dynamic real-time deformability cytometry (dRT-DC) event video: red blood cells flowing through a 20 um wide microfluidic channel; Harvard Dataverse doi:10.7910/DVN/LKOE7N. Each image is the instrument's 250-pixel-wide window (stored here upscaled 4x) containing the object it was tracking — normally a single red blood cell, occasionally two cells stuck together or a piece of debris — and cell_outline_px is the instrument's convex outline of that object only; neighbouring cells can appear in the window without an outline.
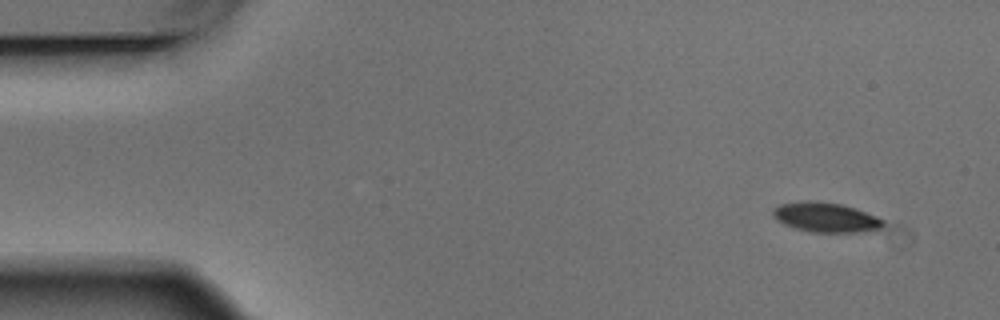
{"species": "Egyptian fruit bat (a non-hibernating species)", "species_latin": "Rousettus aegyptiacus", "temperature_condition": "warm", "stored_images_in_passage": 3, "camera_frame_rate_fps": 3000, "um_per_image_px": 0.085, "animal": {"sex": "male"}, "frame": {"image": 1, "passage_image": 1, "time_ms": 0.0, "image_size_px": [1000, 320], "cell_outline_px": [[884, 224], [880, 228], [856, 232], [812, 232], [796, 228], [784, 224], [776, 220], [772, 216], [772, 208], [780, 204], [804, 200], [808, 200], [840, 204], [856, 208], [876, 216], [884, 220]], "centroid_in_image_um": [70.14, 18.46], "position_along_channel_um": 14.9, "area_um2": 19.02}}
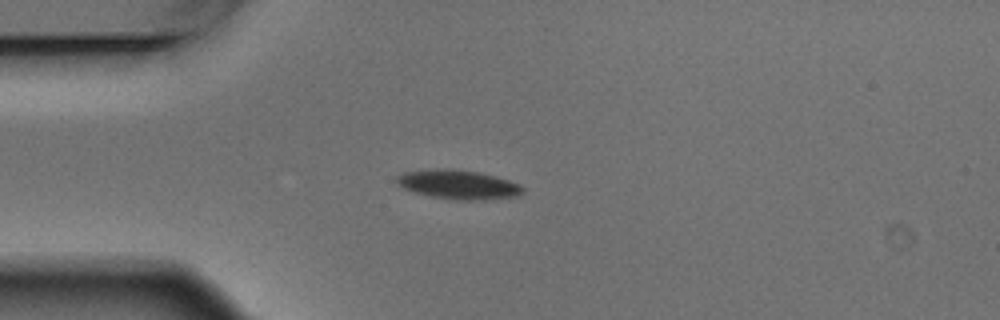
{"frame": {"image": 2, "passage_image": 3, "time_ms": 0.667, "image_size_px": [1000, 320], "cell_outline_px": [[524, 192], [516, 196], [484, 200], [456, 200], [428, 196], [412, 192], [396, 184], [396, 176], [404, 172], [436, 168], [448, 168], [480, 172], [508, 180], [520, 184], [524, 188]], "centroid_in_image_um": [38.92, 15.69], "position_along_channel_um": 46.1, "area_um2": 21.68}}